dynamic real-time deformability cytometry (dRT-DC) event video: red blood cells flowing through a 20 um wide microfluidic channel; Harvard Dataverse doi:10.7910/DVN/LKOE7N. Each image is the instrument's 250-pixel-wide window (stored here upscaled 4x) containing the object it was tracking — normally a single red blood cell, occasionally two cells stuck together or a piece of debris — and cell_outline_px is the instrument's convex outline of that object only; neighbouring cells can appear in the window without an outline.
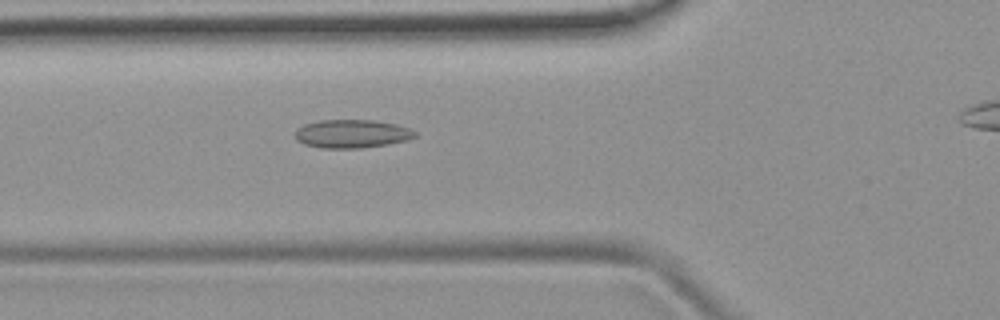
{"species": "common noctule bat (a hibernating species)", "species_latin": "Nyctalus noctula", "temperature_condition": "room temperature", "stored_images_in_passage": 34, "camera_frame_rate_fps": 3000, "um_per_image_px": 0.085, "animal": {"sex": "female", "body_mass_g": 19.9}, "frame": {"image": 1, "passage_image": 7, "time_ms": 2.0, "image_size_px": [1000, 320], "cell_outline_px": [[416, 136], [408, 140], [388, 144], [360, 148], [320, 148], [304, 144], [296, 140], [296, 128], [304, 124], [320, 120], [372, 120], [396, 124], [408, 128], [416, 132]], "centroid_in_image_um": [29.89, 11.37], "position_along_channel_um": 95.9, "area_um2": 19.83}}
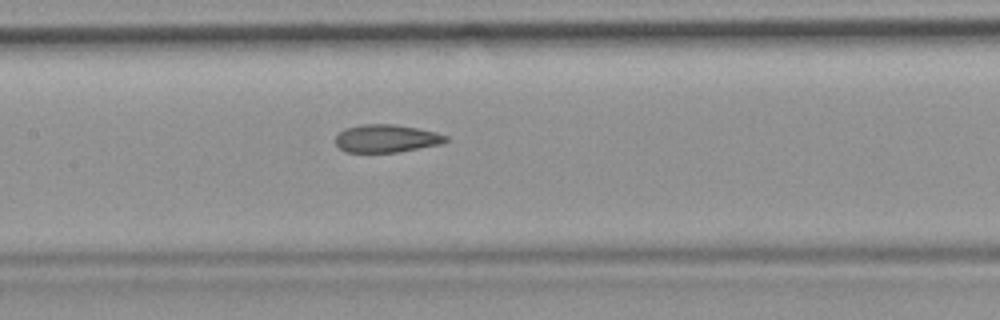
{"frame": {"image": 2, "passage_image": 13, "time_ms": 4.0, "image_size_px": [1000, 320], "cell_outline_px": [[448, 140], [440, 144], [400, 152], [344, 152], [336, 144], [336, 136], [344, 128], [364, 124], [396, 124], [436, 132], [448, 136]], "centroid_in_image_um": [32.84, 11.77], "position_along_channel_um": 174.6, "area_um2": 17.92}}
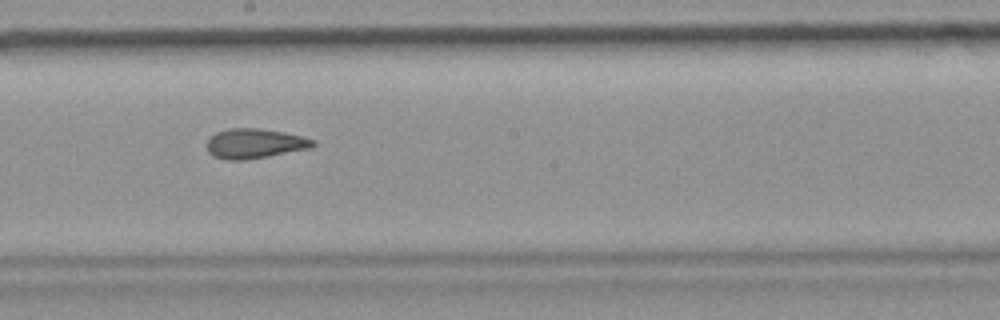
{"frame": {"image": 3, "passage_image": 17, "time_ms": 5.333, "image_size_px": [1000, 320], "cell_outline_px": [[316, 144], [308, 148], [268, 156], [244, 160], [228, 160], [212, 156], [208, 152], [208, 140], [216, 132], [232, 128], [256, 128], [284, 132], [316, 140]], "centroid_in_image_um": [21.63, 12.2], "position_along_channel_um": 226.6, "area_um2": 18.15}}